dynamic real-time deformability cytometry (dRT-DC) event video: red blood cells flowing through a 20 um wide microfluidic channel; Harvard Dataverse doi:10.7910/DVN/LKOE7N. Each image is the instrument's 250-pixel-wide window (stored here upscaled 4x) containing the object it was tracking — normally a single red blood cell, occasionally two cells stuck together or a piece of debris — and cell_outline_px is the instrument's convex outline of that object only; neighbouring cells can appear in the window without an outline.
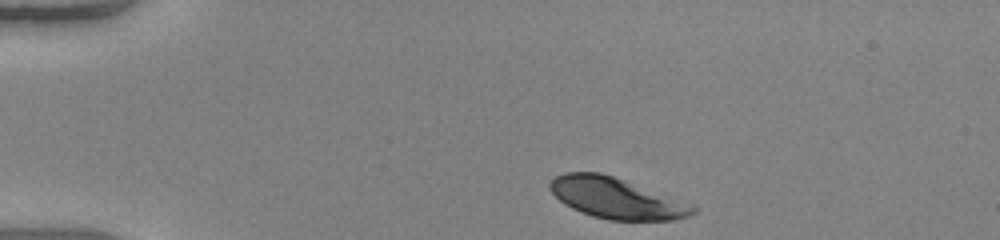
{"species": "human", "species_latin": "Homo sapiens", "temperature_condition": "warm", "stored_images_in_passage": 35, "camera_frame_rate_fps": 3000, "um_per_image_px": 0.085, "donor": {"sex": "female"}, "frame": {"image": 1, "passage_image": 1, "time_ms": 0.0, "image_size_px": [1000, 240], "cell_outline_px": [[696, 212], [688, 216], [672, 220], [608, 220], [592, 216], [580, 212], [564, 204], [548, 188], [548, 184], [556, 176], [564, 172], [600, 172], [624, 180], [696, 208]], "centroid_in_image_um": [52.27, 16.85], "position_along_channel_um": 32.7, "area_um2": 33.12}}
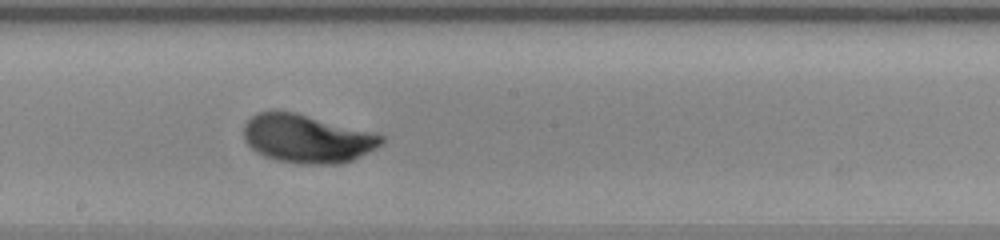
{"frame": {"image": 2, "passage_image": 20, "time_ms": 6.333, "image_size_px": [1000, 240], "cell_outline_px": [[384, 140], [376, 148], [352, 160], [340, 164], [300, 164], [276, 160], [264, 156], [256, 152], [244, 140], [244, 124], [256, 112], [276, 108], [296, 112], [372, 132], [384, 136]], "centroid_in_image_um": [26.05, 11.76], "position_along_channel_um": 222.2, "area_um2": 39.19}}
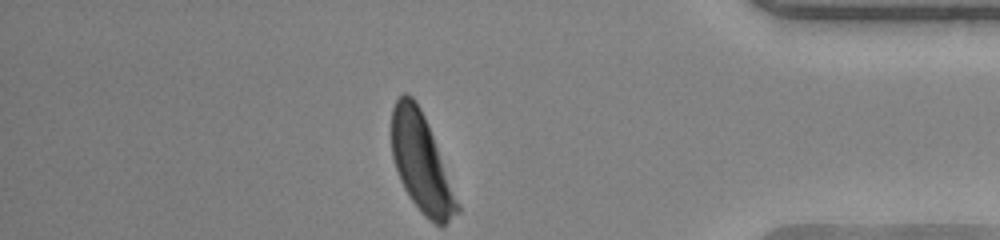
{"frame": {"image": 3, "passage_image": 35, "time_ms": 11.333, "image_size_px": [1000, 240], "cell_outline_px": [[460, 212], [444, 224], [436, 224], [428, 220], [420, 212], [404, 188], [400, 180], [392, 156], [392, 108], [396, 100], [404, 92], [408, 92], [416, 100], [428, 124], [460, 208]], "centroid_in_image_um": [35.78, 13.83], "position_along_channel_um": 399.4, "area_um2": 36.76}, "authors_computed_cell_mechanics": {"area_um2": 37.9168, "velocity_mm_per_s": 4.077, "shape_relaxation_time_tau1_ms": 1.4539, "shape_relaxation_time_tau2_ms": null, "deformation_change_tau1": 0.1489, "deformation_change_tau2": null}}